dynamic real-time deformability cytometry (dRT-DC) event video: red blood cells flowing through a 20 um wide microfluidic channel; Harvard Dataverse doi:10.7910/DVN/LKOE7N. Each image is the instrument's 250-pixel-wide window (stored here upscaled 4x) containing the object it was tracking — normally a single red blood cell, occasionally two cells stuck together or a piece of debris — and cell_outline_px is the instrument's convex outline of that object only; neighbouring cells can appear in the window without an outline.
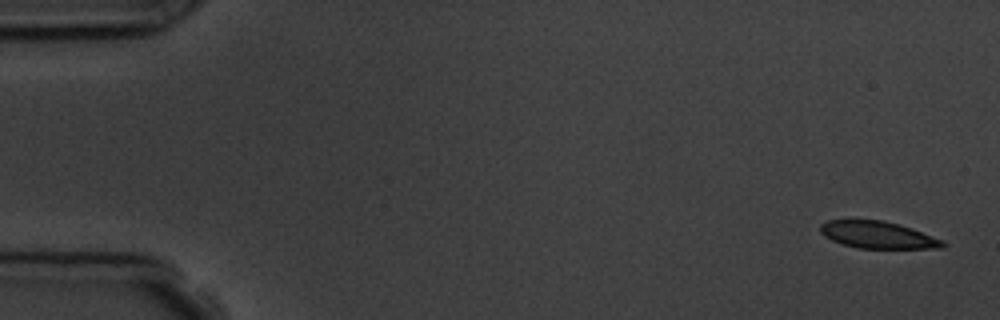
{"species": "common noctule bat (a hibernating species)", "species_latin": "Nyctalus noctula", "temperature_condition": "room temperature", "stored_images_in_passage": 5, "camera_frame_rate_fps": 3000, "um_per_image_px": 0.085, "animal": {"sex": "male", "body_mass_g": 19.5, "forearm_length_mm": 54.6}, "frame": {"image": 1, "passage_image": 1, "time_ms": 0.0, "image_size_px": [1000, 320], "cell_outline_px": [[948, 244], [944, 248], [860, 248], [844, 244], [832, 240], [824, 236], [820, 232], [820, 224], [828, 220], [884, 220], [900, 224], [912, 228], [944, 240]], "centroid_in_image_um": [74.66, 19.96], "position_along_channel_um": 10.3, "area_um2": 19.36}}
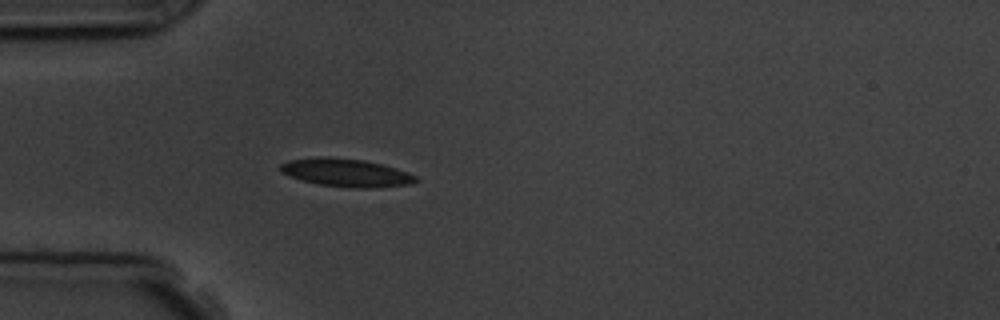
{"frame": {"image": 2, "passage_image": 5, "time_ms": 4.667, "image_size_px": [1000, 320], "cell_outline_px": [[416, 180], [412, 184], [376, 188], [352, 188], [320, 184], [304, 180], [280, 172], [280, 164], [288, 160], [320, 156], [364, 160], [396, 168], [408, 172], [416, 176]], "centroid_in_image_um": [29.43, 14.68], "position_along_channel_um": 55.6, "area_um2": 21.96}}